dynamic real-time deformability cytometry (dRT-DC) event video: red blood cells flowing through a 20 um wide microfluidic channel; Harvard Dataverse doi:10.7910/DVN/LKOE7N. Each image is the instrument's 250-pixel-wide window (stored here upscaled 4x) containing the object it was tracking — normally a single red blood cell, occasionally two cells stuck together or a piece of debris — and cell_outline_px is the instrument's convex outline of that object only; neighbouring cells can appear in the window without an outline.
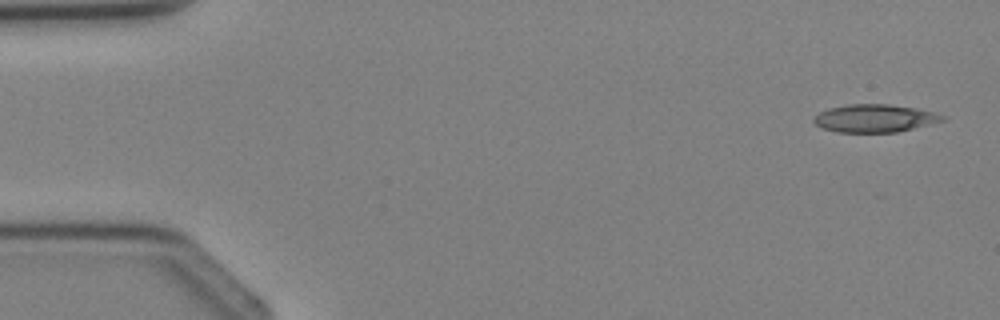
{"species": "Egyptian fruit bat (a non-hibernating species)", "species_latin": "Rousettus aegyptiacus", "temperature_condition": "cold", "stored_images_in_passage": 4, "camera_frame_rate_fps": 3000, "um_per_image_px": 0.085, "animal": {"sex": "female"}, "frame": {"image": 1, "passage_image": 1, "time_ms": 0.0, "image_size_px": [1000, 320], "cell_outline_px": [[944, 120], [896, 132], [836, 132], [824, 128], [816, 124], [812, 120], [812, 116], [828, 108], [848, 104], [888, 104], [916, 108], [932, 112], [944, 116]], "centroid_in_image_um": [74.28, 10.05], "position_along_channel_um": 10.7, "area_um2": 20.63}}
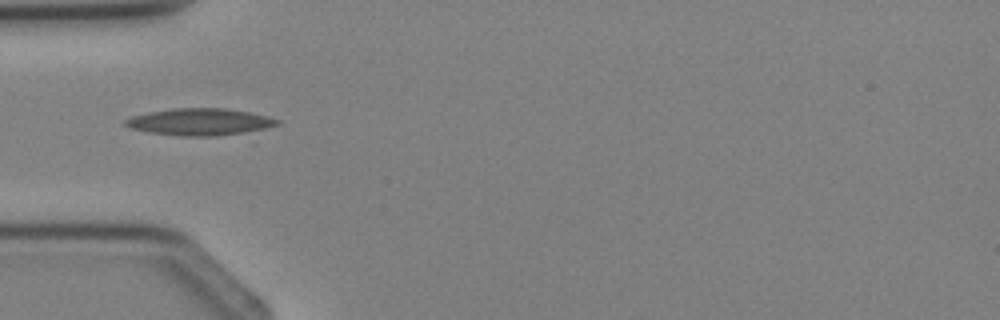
{"frame": {"image": 2, "passage_image": 4, "time_ms": 3.333, "image_size_px": [1000, 320], "cell_outline_px": [[280, 124], [252, 144], [180, 136], [148, 132], [132, 128], [120, 124], [124, 120], [132, 116], [148, 112], [172, 108], [224, 108], [248, 112], [268, 116], [280, 120]], "centroid_in_image_um": [17.45, 10.53], "position_along_channel_um": 67.5, "area_um2": 27.92}}